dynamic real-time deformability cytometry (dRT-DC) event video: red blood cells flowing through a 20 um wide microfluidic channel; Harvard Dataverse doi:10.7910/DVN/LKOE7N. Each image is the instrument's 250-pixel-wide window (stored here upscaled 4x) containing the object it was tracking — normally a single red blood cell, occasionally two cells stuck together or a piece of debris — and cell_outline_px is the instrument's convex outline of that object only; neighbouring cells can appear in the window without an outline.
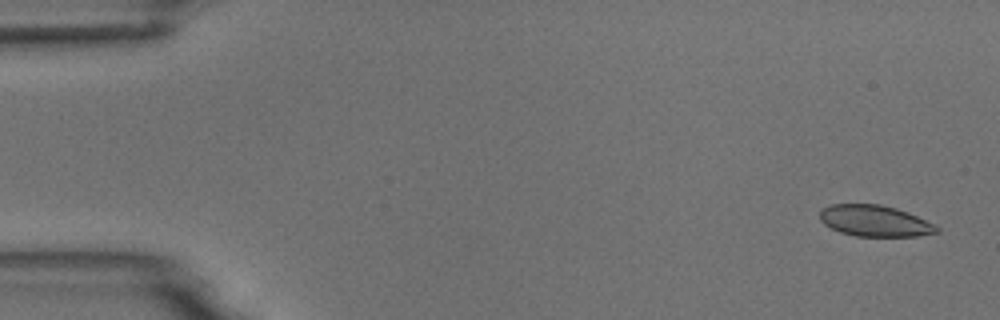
{"species": "common noctule bat (a hibernating species)", "species_latin": "Nyctalus noctula", "temperature_condition": "room temperature", "stored_images_in_passage": 5, "camera_frame_rate_fps": 3000, "um_per_image_px": 0.085, "animal": {"sex": "male", "body_mass_g": 18.8}, "frame": {"image": 1, "passage_image": 1, "time_ms": 0.0, "image_size_px": [1000, 320], "cell_outline_px": [[940, 232], [916, 236], [856, 236], [840, 232], [824, 224], [820, 220], [820, 208], [832, 204], [880, 204], [896, 208], [908, 212], [940, 228]], "centroid_in_image_um": [74.33, 18.77], "position_along_channel_um": 10.7, "area_um2": 21.21}}
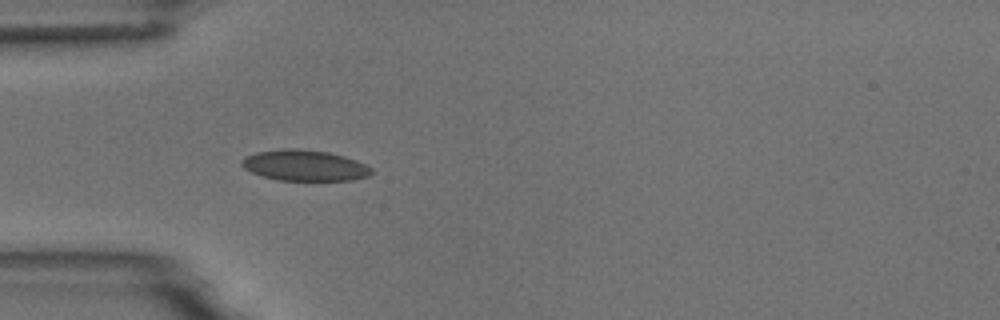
{"frame": {"image": 2, "passage_image": 5, "time_ms": 4.667, "image_size_px": [1000, 320], "cell_outline_px": [[372, 172], [368, 176], [352, 180], [280, 180], [264, 176], [252, 172], [244, 168], [240, 164], [240, 160], [244, 156], [256, 152], [284, 148], [296, 148], [328, 152], [344, 156], [356, 160], [372, 168]], "centroid_in_image_um": [25.86, 14.05], "position_along_channel_um": 59.1, "area_um2": 23.29}}